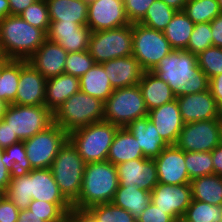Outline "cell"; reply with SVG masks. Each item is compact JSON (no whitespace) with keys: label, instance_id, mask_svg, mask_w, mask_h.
<instances>
[{"label":"cell","instance_id":"obj_1","mask_svg":"<svg viewBox=\"0 0 222 222\" xmlns=\"http://www.w3.org/2000/svg\"><path fill=\"white\" fill-rule=\"evenodd\" d=\"M152 72L170 86L176 98L209 90V79L199 69L197 55L186 50H172Z\"/></svg>","mask_w":222,"mask_h":222},{"label":"cell","instance_id":"obj_2","mask_svg":"<svg viewBox=\"0 0 222 222\" xmlns=\"http://www.w3.org/2000/svg\"><path fill=\"white\" fill-rule=\"evenodd\" d=\"M5 196L19 210L28 209L31 200L71 204L60 191L50 168L32 169L25 176L11 177Z\"/></svg>","mask_w":222,"mask_h":222},{"label":"cell","instance_id":"obj_3","mask_svg":"<svg viewBox=\"0 0 222 222\" xmlns=\"http://www.w3.org/2000/svg\"><path fill=\"white\" fill-rule=\"evenodd\" d=\"M47 39V33L19 15H8L0 22V56L28 60Z\"/></svg>","mask_w":222,"mask_h":222},{"label":"cell","instance_id":"obj_4","mask_svg":"<svg viewBox=\"0 0 222 222\" xmlns=\"http://www.w3.org/2000/svg\"><path fill=\"white\" fill-rule=\"evenodd\" d=\"M118 185L116 165L109 161L86 163L81 192L72 204L73 211L84 212L92 206L111 203Z\"/></svg>","mask_w":222,"mask_h":222},{"label":"cell","instance_id":"obj_5","mask_svg":"<svg viewBox=\"0 0 222 222\" xmlns=\"http://www.w3.org/2000/svg\"><path fill=\"white\" fill-rule=\"evenodd\" d=\"M104 117V102L82 91L69 97L53 113V123L67 134L91 123L101 122Z\"/></svg>","mask_w":222,"mask_h":222},{"label":"cell","instance_id":"obj_6","mask_svg":"<svg viewBox=\"0 0 222 222\" xmlns=\"http://www.w3.org/2000/svg\"><path fill=\"white\" fill-rule=\"evenodd\" d=\"M86 162L67 139L56 155L50 170L63 196L73 204L81 192Z\"/></svg>","mask_w":222,"mask_h":222},{"label":"cell","instance_id":"obj_7","mask_svg":"<svg viewBox=\"0 0 222 222\" xmlns=\"http://www.w3.org/2000/svg\"><path fill=\"white\" fill-rule=\"evenodd\" d=\"M118 128L105 121L91 123L70 132L68 139L86 163L107 161L109 149Z\"/></svg>","mask_w":222,"mask_h":222},{"label":"cell","instance_id":"obj_8","mask_svg":"<svg viewBox=\"0 0 222 222\" xmlns=\"http://www.w3.org/2000/svg\"><path fill=\"white\" fill-rule=\"evenodd\" d=\"M148 115L139 85L114 89L104 102L103 121L125 128L132 121Z\"/></svg>","mask_w":222,"mask_h":222},{"label":"cell","instance_id":"obj_9","mask_svg":"<svg viewBox=\"0 0 222 222\" xmlns=\"http://www.w3.org/2000/svg\"><path fill=\"white\" fill-rule=\"evenodd\" d=\"M88 51L95 63L131 56L133 53L132 23L122 27L92 32Z\"/></svg>","mask_w":222,"mask_h":222},{"label":"cell","instance_id":"obj_10","mask_svg":"<svg viewBox=\"0 0 222 222\" xmlns=\"http://www.w3.org/2000/svg\"><path fill=\"white\" fill-rule=\"evenodd\" d=\"M133 53L144 71H152L166 55L174 50L163 31L139 22L132 23Z\"/></svg>","mask_w":222,"mask_h":222},{"label":"cell","instance_id":"obj_11","mask_svg":"<svg viewBox=\"0 0 222 222\" xmlns=\"http://www.w3.org/2000/svg\"><path fill=\"white\" fill-rule=\"evenodd\" d=\"M2 119L9 124L13 134L24 141L53 124V113L45 106L9 104Z\"/></svg>","mask_w":222,"mask_h":222},{"label":"cell","instance_id":"obj_12","mask_svg":"<svg viewBox=\"0 0 222 222\" xmlns=\"http://www.w3.org/2000/svg\"><path fill=\"white\" fill-rule=\"evenodd\" d=\"M67 139L68 134L59 125L53 123L46 130L24 140L26 156L32 169L50 168Z\"/></svg>","mask_w":222,"mask_h":222},{"label":"cell","instance_id":"obj_13","mask_svg":"<svg viewBox=\"0 0 222 222\" xmlns=\"http://www.w3.org/2000/svg\"><path fill=\"white\" fill-rule=\"evenodd\" d=\"M220 144V120L211 119L184 124L175 145L184 152H211Z\"/></svg>","mask_w":222,"mask_h":222},{"label":"cell","instance_id":"obj_14","mask_svg":"<svg viewBox=\"0 0 222 222\" xmlns=\"http://www.w3.org/2000/svg\"><path fill=\"white\" fill-rule=\"evenodd\" d=\"M131 24L124 0H94L88 3L87 27L92 31L114 29Z\"/></svg>","mask_w":222,"mask_h":222},{"label":"cell","instance_id":"obj_15","mask_svg":"<svg viewBox=\"0 0 222 222\" xmlns=\"http://www.w3.org/2000/svg\"><path fill=\"white\" fill-rule=\"evenodd\" d=\"M191 201L190 184L173 186L158 182L151 192V202L169 214L175 221L183 217Z\"/></svg>","mask_w":222,"mask_h":222},{"label":"cell","instance_id":"obj_16","mask_svg":"<svg viewBox=\"0 0 222 222\" xmlns=\"http://www.w3.org/2000/svg\"><path fill=\"white\" fill-rule=\"evenodd\" d=\"M119 186H137L148 192L158 184L154 159L137 158L116 165Z\"/></svg>","mask_w":222,"mask_h":222},{"label":"cell","instance_id":"obj_17","mask_svg":"<svg viewBox=\"0 0 222 222\" xmlns=\"http://www.w3.org/2000/svg\"><path fill=\"white\" fill-rule=\"evenodd\" d=\"M158 182L167 185L190 184L185 166V152L176 145H168L154 159Z\"/></svg>","mask_w":222,"mask_h":222},{"label":"cell","instance_id":"obj_18","mask_svg":"<svg viewBox=\"0 0 222 222\" xmlns=\"http://www.w3.org/2000/svg\"><path fill=\"white\" fill-rule=\"evenodd\" d=\"M46 79L27 60H20V77L15 101L24 106L45 105Z\"/></svg>","mask_w":222,"mask_h":222},{"label":"cell","instance_id":"obj_19","mask_svg":"<svg viewBox=\"0 0 222 222\" xmlns=\"http://www.w3.org/2000/svg\"><path fill=\"white\" fill-rule=\"evenodd\" d=\"M92 31L73 22H51L47 38L59 44L66 52L87 51Z\"/></svg>","mask_w":222,"mask_h":222},{"label":"cell","instance_id":"obj_20","mask_svg":"<svg viewBox=\"0 0 222 222\" xmlns=\"http://www.w3.org/2000/svg\"><path fill=\"white\" fill-rule=\"evenodd\" d=\"M184 123L218 119V108L210 90L176 98Z\"/></svg>","mask_w":222,"mask_h":222},{"label":"cell","instance_id":"obj_21","mask_svg":"<svg viewBox=\"0 0 222 222\" xmlns=\"http://www.w3.org/2000/svg\"><path fill=\"white\" fill-rule=\"evenodd\" d=\"M68 52L48 38L27 60L46 80L64 73Z\"/></svg>","mask_w":222,"mask_h":222},{"label":"cell","instance_id":"obj_22","mask_svg":"<svg viewBox=\"0 0 222 222\" xmlns=\"http://www.w3.org/2000/svg\"><path fill=\"white\" fill-rule=\"evenodd\" d=\"M148 117L168 145H175L184 126L177 99L148 111Z\"/></svg>","mask_w":222,"mask_h":222},{"label":"cell","instance_id":"obj_23","mask_svg":"<svg viewBox=\"0 0 222 222\" xmlns=\"http://www.w3.org/2000/svg\"><path fill=\"white\" fill-rule=\"evenodd\" d=\"M101 64L113 89L138 85L144 73L133 55L115 58Z\"/></svg>","mask_w":222,"mask_h":222},{"label":"cell","instance_id":"obj_24","mask_svg":"<svg viewBox=\"0 0 222 222\" xmlns=\"http://www.w3.org/2000/svg\"><path fill=\"white\" fill-rule=\"evenodd\" d=\"M126 128L136 138L145 158H157L162 150L168 146L157 132L155 125L149 119L148 115L137 118L126 126Z\"/></svg>","mask_w":222,"mask_h":222},{"label":"cell","instance_id":"obj_25","mask_svg":"<svg viewBox=\"0 0 222 222\" xmlns=\"http://www.w3.org/2000/svg\"><path fill=\"white\" fill-rule=\"evenodd\" d=\"M80 91V79L62 73L46 81L45 106L54 113L69 97Z\"/></svg>","mask_w":222,"mask_h":222},{"label":"cell","instance_id":"obj_26","mask_svg":"<svg viewBox=\"0 0 222 222\" xmlns=\"http://www.w3.org/2000/svg\"><path fill=\"white\" fill-rule=\"evenodd\" d=\"M138 85L148 111L176 99L170 86L152 71H144Z\"/></svg>","mask_w":222,"mask_h":222},{"label":"cell","instance_id":"obj_27","mask_svg":"<svg viewBox=\"0 0 222 222\" xmlns=\"http://www.w3.org/2000/svg\"><path fill=\"white\" fill-rule=\"evenodd\" d=\"M51 22H73L87 26L88 3L85 0H45Z\"/></svg>","mask_w":222,"mask_h":222},{"label":"cell","instance_id":"obj_28","mask_svg":"<svg viewBox=\"0 0 222 222\" xmlns=\"http://www.w3.org/2000/svg\"><path fill=\"white\" fill-rule=\"evenodd\" d=\"M137 158H145V156L136 138L126 127L118 128L110 146L107 161L119 165Z\"/></svg>","mask_w":222,"mask_h":222},{"label":"cell","instance_id":"obj_29","mask_svg":"<svg viewBox=\"0 0 222 222\" xmlns=\"http://www.w3.org/2000/svg\"><path fill=\"white\" fill-rule=\"evenodd\" d=\"M151 202V192L143 190L135 185L119 186L115 192L112 203L125 209L137 219Z\"/></svg>","mask_w":222,"mask_h":222},{"label":"cell","instance_id":"obj_30","mask_svg":"<svg viewBox=\"0 0 222 222\" xmlns=\"http://www.w3.org/2000/svg\"><path fill=\"white\" fill-rule=\"evenodd\" d=\"M113 87L103 65L96 63L80 78V91L105 102L113 93Z\"/></svg>","mask_w":222,"mask_h":222},{"label":"cell","instance_id":"obj_31","mask_svg":"<svg viewBox=\"0 0 222 222\" xmlns=\"http://www.w3.org/2000/svg\"><path fill=\"white\" fill-rule=\"evenodd\" d=\"M192 199L212 205H222V176H201L190 182Z\"/></svg>","mask_w":222,"mask_h":222},{"label":"cell","instance_id":"obj_32","mask_svg":"<svg viewBox=\"0 0 222 222\" xmlns=\"http://www.w3.org/2000/svg\"><path fill=\"white\" fill-rule=\"evenodd\" d=\"M194 26L184 11H176L171 22L163 30V34L173 49L185 50Z\"/></svg>","mask_w":222,"mask_h":222},{"label":"cell","instance_id":"obj_33","mask_svg":"<svg viewBox=\"0 0 222 222\" xmlns=\"http://www.w3.org/2000/svg\"><path fill=\"white\" fill-rule=\"evenodd\" d=\"M20 60L5 59L0 64V99L12 104L17 94Z\"/></svg>","mask_w":222,"mask_h":222},{"label":"cell","instance_id":"obj_34","mask_svg":"<svg viewBox=\"0 0 222 222\" xmlns=\"http://www.w3.org/2000/svg\"><path fill=\"white\" fill-rule=\"evenodd\" d=\"M2 162L10 173V177H21L27 175L32 167L26 156L23 141H19L2 150Z\"/></svg>","mask_w":222,"mask_h":222},{"label":"cell","instance_id":"obj_35","mask_svg":"<svg viewBox=\"0 0 222 222\" xmlns=\"http://www.w3.org/2000/svg\"><path fill=\"white\" fill-rule=\"evenodd\" d=\"M84 213L92 222H137L131 213L112 202L92 206Z\"/></svg>","mask_w":222,"mask_h":222},{"label":"cell","instance_id":"obj_36","mask_svg":"<svg viewBox=\"0 0 222 222\" xmlns=\"http://www.w3.org/2000/svg\"><path fill=\"white\" fill-rule=\"evenodd\" d=\"M194 23H210L221 14L218 0H188L183 10Z\"/></svg>","mask_w":222,"mask_h":222},{"label":"cell","instance_id":"obj_37","mask_svg":"<svg viewBox=\"0 0 222 222\" xmlns=\"http://www.w3.org/2000/svg\"><path fill=\"white\" fill-rule=\"evenodd\" d=\"M175 13L176 10L162 0H155L139 23L154 30L163 31Z\"/></svg>","mask_w":222,"mask_h":222},{"label":"cell","instance_id":"obj_38","mask_svg":"<svg viewBox=\"0 0 222 222\" xmlns=\"http://www.w3.org/2000/svg\"><path fill=\"white\" fill-rule=\"evenodd\" d=\"M28 209L45 222H64L66 215L73 211V205L31 200Z\"/></svg>","mask_w":222,"mask_h":222},{"label":"cell","instance_id":"obj_39","mask_svg":"<svg viewBox=\"0 0 222 222\" xmlns=\"http://www.w3.org/2000/svg\"><path fill=\"white\" fill-rule=\"evenodd\" d=\"M183 217L190 222H222V206L192 199Z\"/></svg>","mask_w":222,"mask_h":222},{"label":"cell","instance_id":"obj_40","mask_svg":"<svg viewBox=\"0 0 222 222\" xmlns=\"http://www.w3.org/2000/svg\"><path fill=\"white\" fill-rule=\"evenodd\" d=\"M185 166L190 181L214 174L212 152H185Z\"/></svg>","mask_w":222,"mask_h":222},{"label":"cell","instance_id":"obj_41","mask_svg":"<svg viewBox=\"0 0 222 222\" xmlns=\"http://www.w3.org/2000/svg\"><path fill=\"white\" fill-rule=\"evenodd\" d=\"M197 63L210 80L222 74V48L211 46L197 55Z\"/></svg>","mask_w":222,"mask_h":222},{"label":"cell","instance_id":"obj_42","mask_svg":"<svg viewBox=\"0 0 222 222\" xmlns=\"http://www.w3.org/2000/svg\"><path fill=\"white\" fill-rule=\"evenodd\" d=\"M20 17L30 25L48 33L51 21L45 0H37L34 2L23 11Z\"/></svg>","mask_w":222,"mask_h":222},{"label":"cell","instance_id":"obj_43","mask_svg":"<svg viewBox=\"0 0 222 222\" xmlns=\"http://www.w3.org/2000/svg\"><path fill=\"white\" fill-rule=\"evenodd\" d=\"M94 59L91 57L89 51L68 53L64 73L70 74L74 77L81 78L94 65Z\"/></svg>","mask_w":222,"mask_h":222},{"label":"cell","instance_id":"obj_44","mask_svg":"<svg viewBox=\"0 0 222 222\" xmlns=\"http://www.w3.org/2000/svg\"><path fill=\"white\" fill-rule=\"evenodd\" d=\"M211 46H213L211 24H195L188 46L185 50L194 55H198Z\"/></svg>","mask_w":222,"mask_h":222},{"label":"cell","instance_id":"obj_45","mask_svg":"<svg viewBox=\"0 0 222 222\" xmlns=\"http://www.w3.org/2000/svg\"><path fill=\"white\" fill-rule=\"evenodd\" d=\"M155 0H124L125 13L130 23L139 22Z\"/></svg>","mask_w":222,"mask_h":222},{"label":"cell","instance_id":"obj_46","mask_svg":"<svg viewBox=\"0 0 222 222\" xmlns=\"http://www.w3.org/2000/svg\"><path fill=\"white\" fill-rule=\"evenodd\" d=\"M137 222H175V220L165 211L155 206L152 202L136 219Z\"/></svg>","mask_w":222,"mask_h":222},{"label":"cell","instance_id":"obj_47","mask_svg":"<svg viewBox=\"0 0 222 222\" xmlns=\"http://www.w3.org/2000/svg\"><path fill=\"white\" fill-rule=\"evenodd\" d=\"M19 209L6 196L0 201V222H17Z\"/></svg>","mask_w":222,"mask_h":222},{"label":"cell","instance_id":"obj_48","mask_svg":"<svg viewBox=\"0 0 222 222\" xmlns=\"http://www.w3.org/2000/svg\"><path fill=\"white\" fill-rule=\"evenodd\" d=\"M21 141L16 134L10 129L3 119H0V149L4 150L10 145Z\"/></svg>","mask_w":222,"mask_h":222},{"label":"cell","instance_id":"obj_49","mask_svg":"<svg viewBox=\"0 0 222 222\" xmlns=\"http://www.w3.org/2000/svg\"><path fill=\"white\" fill-rule=\"evenodd\" d=\"M213 46L222 48V13L211 22Z\"/></svg>","mask_w":222,"mask_h":222},{"label":"cell","instance_id":"obj_50","mask_svg":"<svg viewBox=\"0 0 222 222\" xmlns=\"http://www.w3.org/2000/svg\"><path fill=\"white\" fill-rule=\"evenodd\" d=\"M209 90L217 104L222 101V74L216 75L209 80Z\"/></svg>","mask_w":222,"mask_h":222},{"label":"cell","instance_id":"obj_51","mask_svg":"<svg viewBox=\"0 0 222 222\" xmlns=\"http://www.w3.org/2000/svg\"><path fill=\"white\" fill-rule=\"evenodd\" d=\"M37 0H8L10 6V15H21L25 9Z\"/></svg>","mask_w":222,"mask_h":222},{"label":"cell","instance_id":"obj_52","mask_svg":"<svg viewBox=\"0 0 222 222\" xmlns=\"http://www.w3.org/2000/svg\"><path fill=\"white\" fill-rule=\"evenodd\" d=\"M211 152L214 174L222 176V144L215 147Z\"/></svg>","mask_w":222,"mask_h":222},{"label":"cell","instance_id":"obj_53","mask_svg":"<svg viewBox=\"0 0 222 222\" xmlns=\"http://www.w3.org/2000/svg\"><path fill=\"white\" fill-rule=\"evenodd\" d=\"M2 149H0V190L6 192L11 177L5 164L2 162Z\"/></svg>","mask_w":222,"mask_h":222},{"label":"cell","instance_id":"obj_54","mask_svg":"<svg viewBox=\"0 0 222 222\" xmlns=\"http://www.w3.org/2000/svg\"><path fill=\"white\" fill-rule=\"evenodd\" d=\"M17 222H45L29 209L20 210Z\"/></svg>","mask_w":222,"mask_h":222},{"label":"cell","instance_id":"obj_55","mask_svg":"<svg viewBox=\"0 0 222 222\" xmlns=\"http://www.w3.org/2000/svg\"><path fill=\"white\" fill-rule=\"evenodd\" d=\"M64 222H92L84 212L72 211L65 217Z\"/></svg>","mask_w":222,"mask_h":222},{"label":"cell","instance_id":"obj_56","mask_svg":"<svg viewBox=\"0 0 222 222\" xmlns=\"http://www.w3.org/2000/svg\"><path fill=\"white\" fill-rule=\"evenodd\" d=\"M176 11H183L188 0H162Z\"/></svg>","mask_w":222,"mask_h":222},{"label":"cell","instance_id":"obj_57","mask_svg":"<svg viewBox=\"0 0 222 222\" xmlns=\"http://www.w3.org/2000/svg\"><path fill=\"white\" fill-rule=\"evenodd\" d=\"M8 15H10V6L8 0H0V22Z\"/></svg>","mask_w":222,"mask_h":222},{"label":"cell","instance_id":"obj_58","mask_svg":"<svg viewBox=\"0 0 222 222\" xmlns=\"http://www.w3.org/2000/svg\"><path fill=\"white\" fill-rule=\"evenodd\" d=\"M8 105L9 104L6 101L0 99V119H2L3 115L5 114Z\"/></svg>","mask_w":222,"mask_h":222},{"label":"cell","instance_id":"obj_59","mask_svg":"<svg viewBox=\"0 0 222 222\" xmlns=\"http://www.w3.org/2000/svg\"><path fill=\"white\" fill-rule=\"evenodd\" d=\"M217 108H218V119H219V120H222V101H220V102L217 104Z\"/></svg>","mask_w":222,"mask_h":222},{"label":"cell","instance_id":"obj_60","mask_svg":"<svg viewBox=\"0 0 222 222\" xmlns=\"http://www.w3.org/2000/svg\"><path fill=\"white\" fill-rule=\"evenodd\" d=\"M220 142L222 144V120H220Z\"/></svg>","mask_w":222,"mask_h":222},{"label":"cell","instance_id":"obj_61","mask_svg":"<svg viewBox=\"0 0 222 222\" xmlns=\"http://www.w3.org/2000/svg\"><path fill=\"white\" fill-rule=\"evenodd\" d=\"M5 196V192L0 190V201L3 199Z\"/></svg>","mask_w":222,"mask_h":222},{"label":"cell","instance_id":"obj_62","mask_svg":"<svg viewBox=\"0 0 222 222\" xmlns=\"http://www.w3.org/2000/svg\"><path fill=\"white\" fill-rule=\"evenodd\" d=\"M178 221L179 222H190V221L186 220L184 217H180Z\"/></svg>","mask_w":222,"mask_h":222},{"label":"cell","instance_id":"obj_63","mask_svg":"<svg viewBox=\"0 0 222 222\" xmlns=\"http://www.w3.org/2000/svg\"><path fill=\"white\" fill-rule=\"evenodd\" d=\"M218 3H219L220 11L222 13V0H218Z\"/></svg>","mask_w":222,"mask_h":222},{"label":"cell","instance_id":"obj_64","mask_svg":"<svg viewBox=\"0 0 222 222\" xmlns=\"http://www.w3.org/2000/svg\"><path fill=\"white\" fill-rule=\"evenodd\" d=\"M4 60H5V59L0 56V64H1Z\"/></svg>","mask_w":222,"mask_h":222},{"label":"cell","instance_id":"obj_65","mask_svg":"<svg viewBox=\"0 0 222 222\" xmlns=\"http://www.w3.org/2000/svg\"><path fill=\"white\" fill-rule=\"evenodd\" d=\"M87 3L91 2V1H94V0H85Z\"/></svg>","mask_w":222,"mask_h":222}]
</instances>
